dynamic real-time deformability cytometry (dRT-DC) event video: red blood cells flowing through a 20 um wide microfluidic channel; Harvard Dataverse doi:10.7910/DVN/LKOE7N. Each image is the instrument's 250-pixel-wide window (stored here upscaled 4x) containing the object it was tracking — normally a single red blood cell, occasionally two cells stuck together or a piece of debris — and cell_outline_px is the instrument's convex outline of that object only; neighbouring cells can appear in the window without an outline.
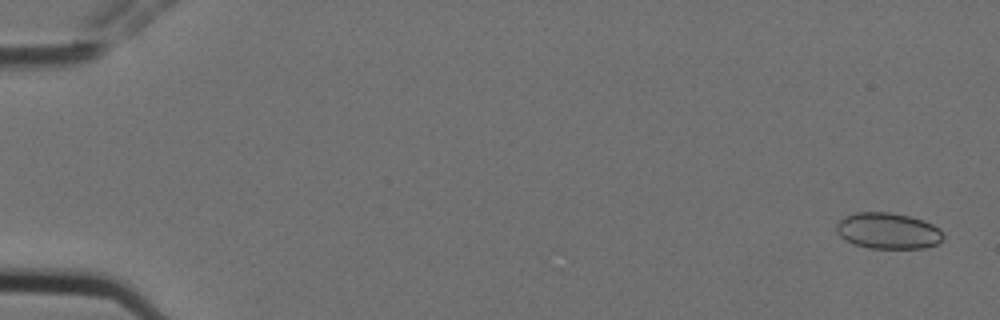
{"species": "Egyptian fruit bat (a non-hibernating species)", "species_latin": "Rousettus aegyptiacus", "temperature_condition": "cold", "stored_images_in_passage": 12, "camera_frame_rate_fps": 3000, "um_per_image_px": 0.085, "animal": {"sex": "female"}, "frame": {"image": 1, "passage_image": 1, "time_ms": 0.0, "image_size_px": [1000, 320], "cell_outline_px": [[944, 236], [940, 244], [924, 248], [868, 248], [852, 244], [844, 240], [836, 232], [836, 224], [844, 216], [856, 212], [888, 212], [908, 216], [924, 220], [940, 228]], "centroid_in_image_um": [75.48, 19.63], "position_along_channel_um": 9.5, "area_um2": 22.77}}
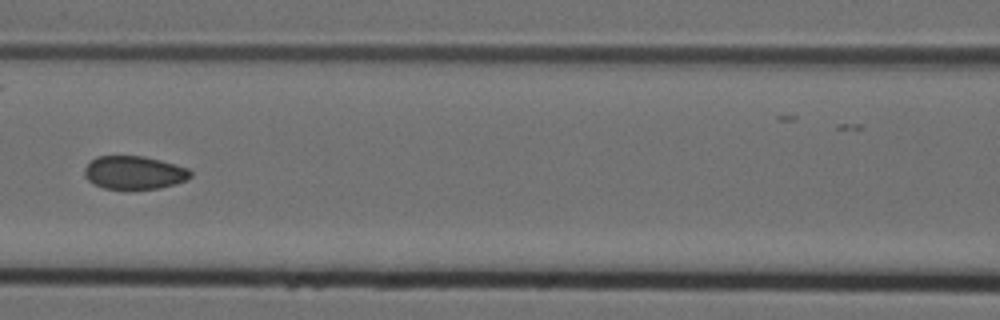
{"frame": {"image": 2, "passage_image": 7, "time_ms": 2.0, "image_size_px": [1000, 320], "cell_outline_px": [[192, 176], [176, 184], [160, 188], [104, 188], [88, 180], [84, 176], [84, 168], [96, 156], [144, 156], [176, 164], [188, 168], [192, 172]], "centroid_in_image_um": [11.42, 14.65], "position_along_channel_um": 155.2, "area_um2": 20.35}}
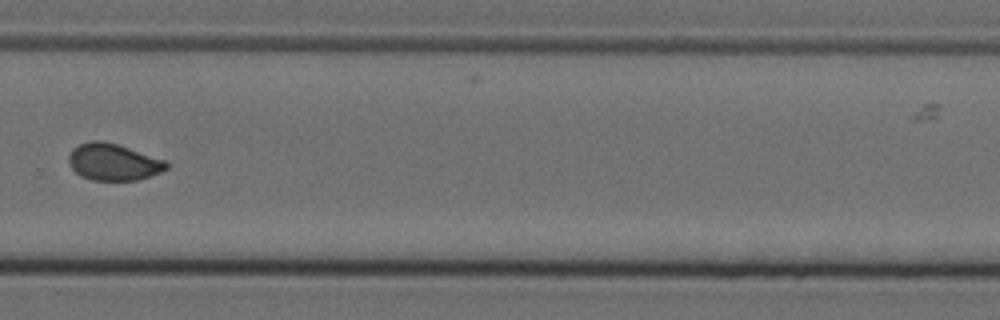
{"frame": {"image": 3, "passage_image": 11, "time_ms": 3.333, "image_size_px": [1000, 320], "cell_outline_px": [[168, 168], [160, 172], [136, 180], [92, 180], [80, 176], [72, 168], [68, 160], [68, 156], [72, 148], [76, 144], [92, 140], [100, 140], [116, 144], [164, 160], [168, 164]], "centroid_in_image_um": [9.57, 13.76], "position_along_channel_um": 320.2, "area_um2": 20.75}}